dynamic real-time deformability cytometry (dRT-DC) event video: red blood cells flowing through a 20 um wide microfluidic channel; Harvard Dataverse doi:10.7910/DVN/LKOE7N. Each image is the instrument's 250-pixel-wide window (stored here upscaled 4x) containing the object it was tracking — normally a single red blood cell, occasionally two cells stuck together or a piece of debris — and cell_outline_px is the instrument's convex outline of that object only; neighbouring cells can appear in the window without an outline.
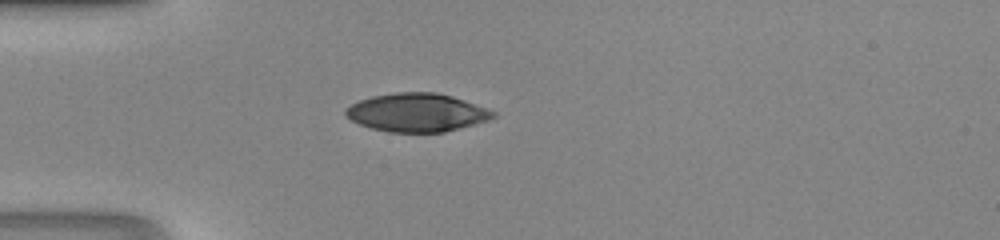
{"species": "human", "species_latin": "Homo sapiens", "temperature_condition": "room temperature", "stored_images_in_passage": 6, "camera_frame_rate_fps": 3000, "um_per_image_px": 0.085, "donor": {"sex": "male"}, "frame": {"image": 1, "passage_image": 1, "time_ms": 0.0, "image_size_px": [1000, 240], "cell_outline_px": [[496, 116], [488, 120], [444, 132], [388, 132], [372, 128], [360, 124], [344, 116], [344, 108], [360, 100], [372, 96], [396, 92], [436, 92], [452, 96], [488, 108], [496, 112]], "centroid_in_image_um": [35.42, 9.56], "position_along_channel_um": 49.6, "area_um2": 32.95}}